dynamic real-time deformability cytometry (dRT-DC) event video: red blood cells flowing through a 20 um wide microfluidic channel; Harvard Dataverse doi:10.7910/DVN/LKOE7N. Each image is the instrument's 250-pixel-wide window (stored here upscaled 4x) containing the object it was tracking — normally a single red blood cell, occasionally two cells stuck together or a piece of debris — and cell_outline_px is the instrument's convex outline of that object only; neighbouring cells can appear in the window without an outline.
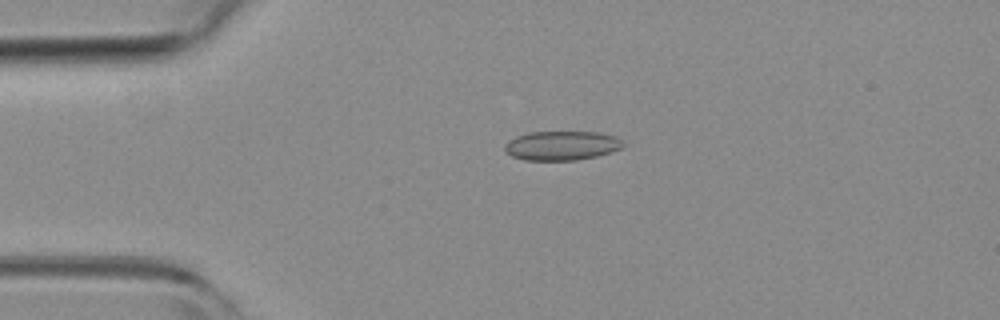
{"species": "common noctule bat (a hibernating species)", "species_latin": "Nyctalus noctula", "temperature_condition": "room temperature", "stored_images_in_passage": 5, "camera_frame_rate_fps": 3000, "um_per_image_px": 0.085, "animal": {"sex": "female", "body_mass_g": 19.3, "forearm_length_mm": 54.1}, "frame": {"image": 1, "passage_image": 3, "time_ms": 0.667, "image_size_px": [1000, 320], "cell_outline_px": [[624, 148], [612, 152], [596, 156], [576, 160], [524, 160], [512, 156], [504, 152], [504, 144], [516, 136], [528, 132], [596, 132], [616, 136], [624, 144]], "centroid_in_image_um": [47.74, 12.38], "position_along_channel_um": 37.3, "area_um2": 20.29}}
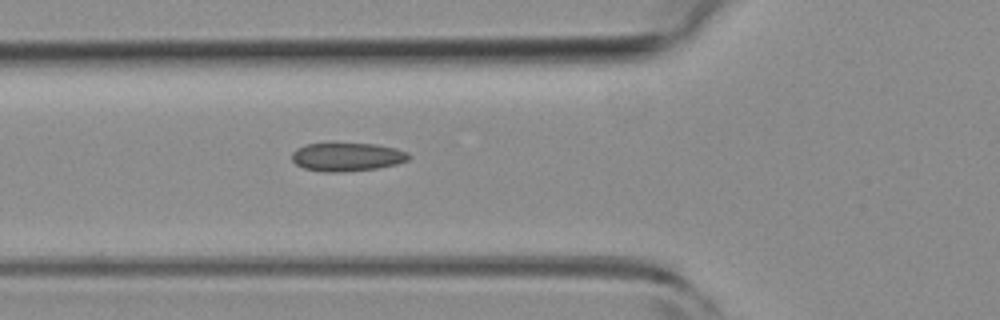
{"frame": {"image": 2, "passage_image": 5, "time_ms": 1.333, "image_size_px": [1000, 320], "cell_outline_px": [[412, 156], [408, 160], [396, 164], [380, 168], [344, 172], [324, 172], [304, 168], [296, 164], [292, 160], [292, 152], [296, 148], [304, 144], [332, 140], [376, 144], [396, 148], [408, 152]], "centroid_in_image_um": [29.48, 13.28], "position_along_channel_um": 96.3, "area_um2": 20.52}}